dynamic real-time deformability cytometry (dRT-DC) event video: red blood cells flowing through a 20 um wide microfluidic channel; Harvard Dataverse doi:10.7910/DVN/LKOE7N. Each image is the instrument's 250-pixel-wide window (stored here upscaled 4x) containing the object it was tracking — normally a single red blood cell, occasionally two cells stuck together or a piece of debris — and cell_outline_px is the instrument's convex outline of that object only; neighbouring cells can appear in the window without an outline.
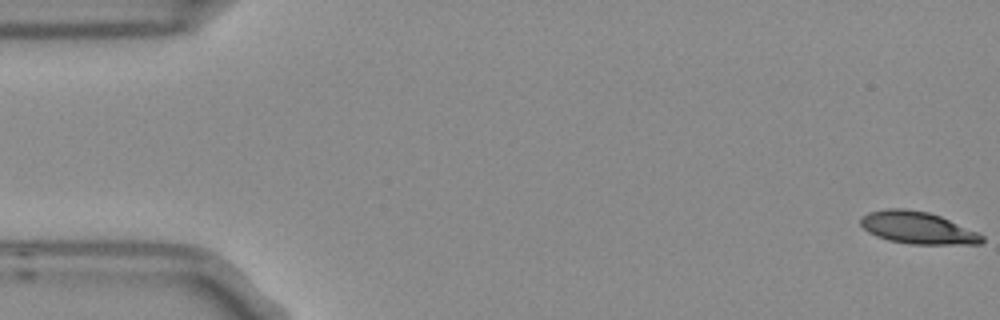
{"species": "Egyptian fruit bat (a non-hibernating species)", "species_latin": "Rousettus aegyptiacus", "temperature_condition": "room temperature", "stored_images_in_passage": 5, "camera_frame_rate_fps": 3000, "um_per_image_px": 0.085, "frame": {"image": 1, "passage_image": 1, "time_ms": 0.0, "image_size_px": [1000, 320], "cell_outline_px": [[984, 240], [980, 244], [912, 244], [888, 240], [876, 236], [868, 232], [860, 224], [860, 216], [868, 212], [884, 208], [904, 208], [928, 212], [940, 216], [976, 232], [984, 236]], "centroid_in_image_um": [77.94, 19.35], "position_along_channel_um": 7.1, "area_um2": 22.72}}
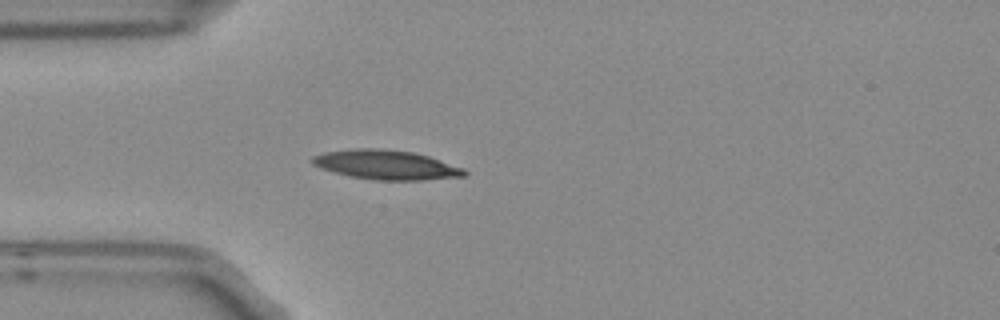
{"frame": {"image": 2, "passage_image": 5, "time_ms": 1.333, "image_size_px": [1000, 320], "cell_outline_px": [[468, 176], [420, 180], [376, 180], [348, 176], [320, 168], [312, 164], [308, 160], [312, 156], [324, 152], [352, 148], [376, 148], [412, 152], [428, 156], [464, 168], [468, 172]], "centroid_in_image_um": [32.79, 14.01], "position_along_channel_um": 52.2, "area_um2": 26.24}}